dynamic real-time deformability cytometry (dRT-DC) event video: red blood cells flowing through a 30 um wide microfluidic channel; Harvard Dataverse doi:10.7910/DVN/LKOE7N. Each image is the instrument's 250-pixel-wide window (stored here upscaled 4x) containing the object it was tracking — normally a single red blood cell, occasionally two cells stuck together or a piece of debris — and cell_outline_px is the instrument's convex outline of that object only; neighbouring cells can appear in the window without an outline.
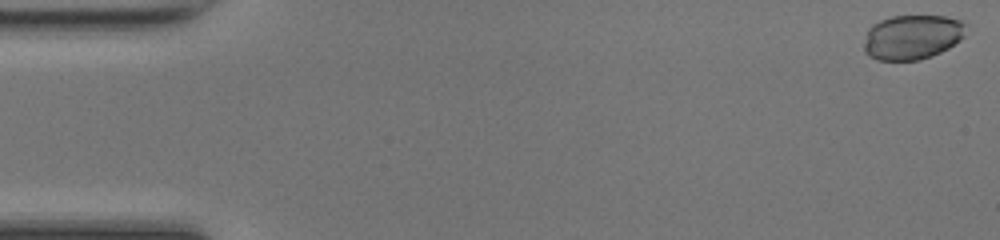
{"species": "common noctule bat (a hibernating species)", "species_latin": "Nyctalus noctula", "temperature_condition": "room temperature", "stored_images_in_passage": 48, "camera_frame_rate_fps": 3000, "um_per_image_px": 0.085, "animal": {"sex": "female", "body_mass_g": 17.0, "forearm_length_mm": 48.0}, "frame": {"image": 1, "passage_image": 1, "time_ms": 0.0, "image_size_px": [1000, 240], "cell_outline_px": [[964, 36], [960, 40], [948, 48], [932, 56], [920, 60], [876, 60], [868, 56], [864, 52], [864, 44], [868, 28], [880, 20], [892, 16], [944, 16], [960, 20], [964, 24]], "centroid_in_image_um": [77.51, 3.16], "position_along_channel_um": 7.5, "area_um2": 26.53}}
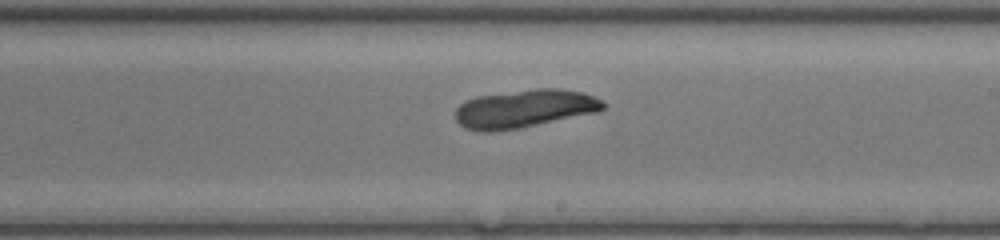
{"frame": {"image": 2, "passage_image": 28, "time_ms": 9.0, "image_size_px": [1000, 240], "cell_outline_px": [[604, 108], [596, 112], [520, 128], [492, 132], [480, 132], [464, 128], [456, 120], [456, 108], [460, 104], [476, 96], [536, 88], [560, 88], [584, 92], [600, 100], [604, 104]], "centroid_in_image_um": [44.54, 9.24], "position_along_channel_um": 244.5, "area_um2": 32.77}}
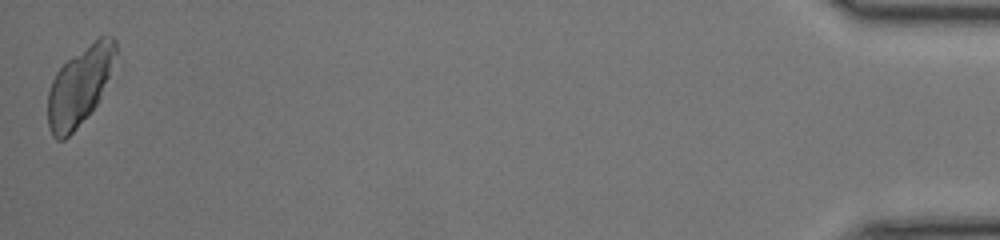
{"frame": {"image": 3, "passage_image": 48, "time_ms": 15.667, "image_size_px": [1000, 240], "cell_outline_px": [[116, 52], [108, 76], [100, 96], [96, 104], [76, 128], [64, 140], [56, 140], [52, 136], [48, 124], [48, 92], [52, 80], [56, 72], [72, 56], [100, 36], [112, 36], [116, 40]], "centroid_in_image_um": [6.73, 7.32], "position_along_channel_um": 428.5, "area_um2": 30.17}}